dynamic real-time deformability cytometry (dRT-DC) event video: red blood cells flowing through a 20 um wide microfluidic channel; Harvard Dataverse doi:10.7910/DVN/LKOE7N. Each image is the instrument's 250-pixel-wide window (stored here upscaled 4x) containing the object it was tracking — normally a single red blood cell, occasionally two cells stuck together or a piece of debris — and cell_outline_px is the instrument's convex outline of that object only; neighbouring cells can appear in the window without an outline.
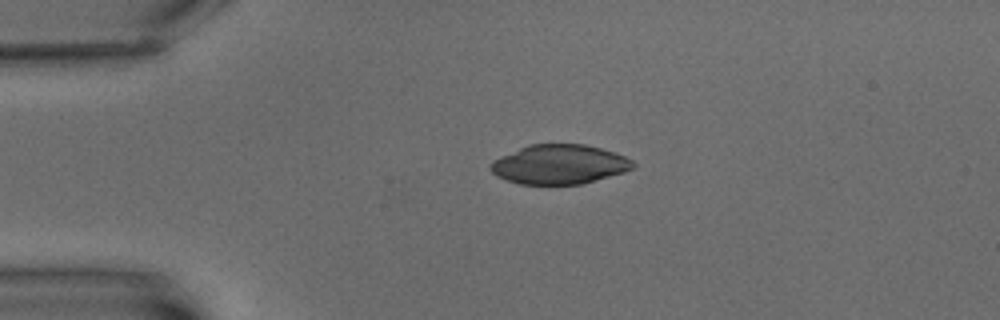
{"species": "common noctule bat (a hibernating species)", "species_latin": "Nyctalus noctula", "temperature_condition": "warm", "stored_images_in_passage": 5, "camera_frame_rate_fps": 3000, "um_per_image_px": 0.085, "animal": {"sex": "male", "body_mass_g": 15.6}, "frame": {"image": 1, "passage_image": 2, "time_ms": 2.0, "image_size_px": [1000, 320], "cell_outline_px": [[636, 164], [632, 168], [624, 172], [584, 184], [520, 184], [496, 176], [488, 168], [492, 160], [528, 144], [584, 144], [616, 152], [632, 160]], "centroid_in_image_um": [47.54, 13.97], "position_along_channel_um": 37.5, "area_um2": 32.83}}